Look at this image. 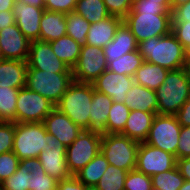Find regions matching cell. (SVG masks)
<instances>
[{
    "label": "cell",
    "mask_w": 190,
    "mask_h": 190,
    "mask_svg": "<svg viewBox=\"0 0 190 190\" xmlns=\"http://www.w3.org/2000/svg\"><path fill=\"white\" fill-rule=\"evenodd\" d=\"M137 50L143 61L168 70H178L186 65L184 47L172 32L165 36L152 37L139 42Z\"/></svg>",
    "instance_id": "6da1fadb"
},
{
    "label": "cell",
    "mask_w": 190,
    "mask_h": 190,
    "mask_svg": "<svg viewBox=\"0 0 190 190\" xmlns=\"http://www.w3.org/2000/svg\"><path fill=\"white\" fill-rule=\"evenodd\" d=\"M157 114L175 115L190 97V85L185 68L169 70L164 83L155 91Z\"/></svg>",
    "instance_id": "7a4b0ae2"
},
{
    "label": "cell",
    "mask_w": 190,
    "mask_h": 190,
    "mask_svg": "<svg viewBox=\"0 0 190 190\" xmlns=\"http://www.w3.org/2000/svg\"><path fill=\"white\" fill-rule=\"evenodd\" d=\"M92 97V83L73 81L55 108L66 114L81 129L89 130Z\"/></svg>",
    "instance_id": "3957f363"
},
{
    "label": "cell",
    "mask_w": 190,
    "mask_h": 190,
    "mask_svg": "<svg viewBox=\"0 0 190 190\" xmlns=\"http://www.w3.org/2000/svg\"><path fill=\"white\" fill-rule=\"evenodd\" d=\"M46 145L47 131L43 122L15 123L13 152L20 161H36Z\"/></svg>",
    "instance_id": "277c9868"
},
{
    "label": "cell",
    "mask_w": 190,
    "mask_h": 190,
    "mask_svg": "<svg viewBox=\"0 0 190 190\" xmlns=\"http://www.w3.org/2000/svg\"><path fill=\"white\" fill-rule=\"evenodd\" d=\"M72 73H53L27 68L26 87L56 105L73 83Z\"/></svg>",
    "instance_id": "5b68a950"
},
{
    "label": "cell",
    "mask_w": 190,
    "mask_h": 190,
    "mask_svg": "<svg viewBox=\"0 0 190 190\" xmlns=\"http://www.w3.org/2000/svg\"><path fill=\"white\" fill-rule=\"evenodd\" d=\"M139 142L117 134H102L100 152L110 165L131 171L136 168Z\"/></svg>",
    "instance_id": "8992f818"
},
{
    "label": "cell",
    "mask_w": 190,
    "mask_h": 190,
    "mask_svg": "<svg viewBox=\"0 0 190 190\" xmlns=\"http://www.w3.org/2000/svg\"><path fill=\"white\" fill-rule=\"evenodd\" d=\"M137 42L168 35L172 28L171 14H157L156 12H129L123 19Z\"/></svg>",
    "instance_id": "52a82bcc"
},
{
    "label": "cell",
    "mask_w": 190,
    "mask_h": 190,
    "mask_svg": "<svg viewBox=\"0 0 190 190\" xmlns=\"http://www.w3.org/2000/svg\"><path fill=\"white\" fill-rule=\"evenodd\" d=\"M102 133L83 130L66 149V163L71 175L85 167L99 152Z\"/></svg>",
    "instance_id": "ba28073f"
},
{
    "label": "cell",
    "mask_w": 190,
    "mask_h": 190,
    "mask_svg": "<svg viewBox=\"0 0 190 190\" xmlns=\"http://www.w3.org/2000/svg\"><path fill=\"white\" fill-rule=\"evenodd\" d=\"M55 105L26 86L19 89L16 101V123L43 122Z\"/></svg>",
    "instance_id": "9c48e42d"
},
{
    "label": "cell",
    "mask_w": 190,
    "mask_h": 190,
    "mask_svg": "<svg viewBox=\"0 0 190 190\" xmlns=\"http://www.w3.org/2000/svg\"><path fill=\"white\" fill-rule=\"evenodd\" d=\"M181 125L175 115L156 114L145 143L176 155Z\"/></svg>",
    "instance_id": "30bf717a"
},
{
    "label": "cell",
    "mask_w": 190,
    "mask_h": 190,
    "mask_svg": "<svg viewBox=\"0 0 190 190\" xmlns=\"http://www.w3.org/2000/svg\"><path fill=\"white\" fill-rule=\"evenodd\" d=\"M71 70L75 82L92 83L95 81L107 70V61L102 48L83 44L78 61Z\"/></svg>",
    "instance_id": "8fae6325"
},
{
    "label": "cell",
    "mask_w": 190,
    "mask_h": 190,
    "mask_svg": "<svg viewBox=\"0 0 190 190\" xmlns=\"http://www.w3.org/2000/svg\"><path fill=\"white\" fill-rule=\"evenodd\" d=\"M177 166L175 155L145 142L137 150L136 170L148 176L172 170Z\"/></svg>",
    "instance_id": "7c38bea8"
},
{
    "label": "cell",
    "mask_w": 190,
    "mask_h": 190,
    "mask_svg": "<svg viewBox=\"0 0 190 190\" xmlns=\"http://www.w3.org/2000/svg\"><path fill=\"white\" fill-rule=\"evenodd\" d=\"M66 149L59 139L47 133L46 150L42 151L36 161L44 168L45 174L61 181L71 177L66 163Z\"/></svg>",
    "instance_id": "4fadbf2b"
},
{
    "label": "cell",
    "mask_w": 190,
    "mask_h": 190,
    "mask_svg": "<svg viewBox=\"0 0 190 190\" xmlns=\"http://www.w3.org/2000/svg\"><path fill=\"white\" fill-rule=\"evenodd\" d=\"M27 62L28 68L53 73H72V70L54 54L49 42L32 41Z\"/></svg>",
    "instance_id": "5bb4252c"
},
{
    "label": "cell",
    "mask_w": 190,
    "mask_h": 190,
    "mask_svg": "<svg viewBox=\"0 0 190 190\" xmlns=\"http://www.w3.org/2000/svg\"><path fill=\"white\" fill-rule=\"evenodd\" d=\"M30 43L16 23L3 28L0 30L1 59L27 61Z\"/></svg>",
    "instance_id": "9a60e30c"
},
{
    "label": "cell",
    "mask_w": 190,
    "mask_h": 190,
    "mask_svg": "<svg viewBox=\"0 0 190 190\" xmlns=\"http://www.w3.org/2000/svg\"><path fill=\"white\" fill-rule=\"evenodd\" d=\"M134 84V78L105 70L92 82L94 90L111 97L113 102L124 103L126 93Z\"/></svg>",
    "instance_id": "2e32d148"
},
{
    "label": "cell",
    "mask_w": 190,
    "mask_h": 190,
    "mask_svg": "<svg viewBox=\"0 0 190 190\" xmlns=\"http://www.w3.org/2000/svg\"><path fill=\"white\" fill-rule=\"evenodd\" d=\"M12 11L15 16V23L24 36L30 42L39 40L40 20L45 8L16 1Z\"/></svg>",
    "instance_id": "e0dca14e"
},
{
    "label": "cell",
    "mask_w": 190,
    "mask_h": 190,
    "mask_svg": "<svg viewBox=\"0 0 190 190\" xmlns=\"http://www.w3.org/2000/svg\"><path fill=\"white\" fill-rule=\"evenodd\" d=\"M47 133L54 135L65 146H70L83 131L66 114L54 108L43 121Z\"/></svg>",
    "instance_id": "ac0fdd59"
},
{
    "label": "cell",
    "mask_w": 190,
    "mask_h": 190,
    "mask_svg": "<svg viewBox=\"0 0 190 190\" xmlns=\"http://www.w3.org/2000/svg\"><path fill=\"white\" fill-rule=\"evenodd\" d=\"M138 42L129 27L123 21L111 42L102 48L106 59H118L126 53L136 51Z\"/></svg>",
    "instance_id": "d6986e66"
},
{
    "label": "cell",
    "mask_w": 190,
    "mask_h": 190,
    "mask_svg": "<svg viewBox=\"0 0 190 190\" xmlns=\"http://www.w3.org/2000/svg\"><path fill=\"white\" fill-rule=\"evenodd\" d=\"M156 113L131 110L124 130L120 133L132 140L142 143L147 140Z\"/></svg>",
    "instance_id": "ffe728a7"
},
{
    "label": "cell",
    "mask_w": 190,
    "mask_h": 190,
    "mask_svg": "<svg viewBox=\"0 0 190 190\" xmlns=\"http://www.w3.org/2000/svg\"><path fill=\"white\" fill-rule=\"evenodd\" d=\"M28 62L0 59V86L21 89L26 86Z\"/></svg>",
    "instance_id": "44dd1931"
},
{
    "label": "cell",
    "mask_w": 190,
    "mask_h": 190,
    "mask_svg": "<svg viewBox=\"0 0 190 190\" xmlns=\"http://www.w3.org/2000/svg\"><path fill=\"white\" fill-rule=\"evenodd\" d=\"M122 22L123 19L110 16L98 23L91 24L86 36L85 44L96 46L98 48L105 47L113 40L116 31Z\"/></svg>",
    "instance_id": "7402d4cb"
},
{
    "label": "cell",
    "mask_w": 190,
    "mask_h": 190,
    "mask_svg": "<svg viewBox=\"0 0 190 190\" xmlns=\"http://www.w3.org/2000/svg\"><path fill=\"white\" fill-rule=\"evenodd\" d=\"M124 104L130 110H141L157 114V96L155 90L134 83L126 93Z\"/></svg>",
    "instance_id": "603a6c76"
},
{
    "label": "cell",
    "mask_w": 190,
    "mask_h": 190,
    "mask_svg": "<svg viewBox=\"0 0 190 190\" xmlns=\"http://www.w3.org/2000/svg\"><path fill=\"white\" fill-rule=\"evenodd\" d=\"M113 101L106 94L94 90L91 101L89 130H95L106 134V124Z\"/></svg>",
    "instance_id": "cb8c5ba5"
},
{
    "label": "cell",
    "mask_w": 190,
    "mask_h": 190,
    "mask_svg": "<svg viewBox=\"0 0 190 190\" xmlns=\"http://www.w3.org/2000/svg\"><path fill=\"white\" fill-rule=\"evenodd\" d=\"M65 35H66L65 13L45 10L40 20L39 41L51 42Z\"/></svg>",
    "instance_id": "d4e9b609"
},
{
    "label": "cell",
    "mask_w": 190,
    "mask_h": 190,
    "mask_svg": "<svg viewBox=\"0 0 190 190\" xmlns=\"http://www.w3.org/2000/svg\"><path fill=\"white\" fill-rule=\"evenodd\" d=\"M168 71L164 67L143 61L133 76L134 83L156 91L164 83Z\"/></svg>",
    "instance_id": "484cf974"
},
{
    "label": "cell",
    "mask_w": 190,
    "mask_h": 190,
    "mask_svg": "<svg viewBox=\"0 0 190 190\" xmlns=\"http://www.w3.org/2000/svg\"><path fill=\"white\" fill-rule=\"evenodd\" d=\"M54 54L72 69L78 61L82 44L68 35L49 42Z\"/></svg>",
    "instance_id": "4316f807"
},
{
    "label": "cell",
    "mask_w": 190,
    "mask_h": 190,
    "mask_svg": "<svg viewBox=\"0 0 190 190\" xmlns=\"http://www.w3.org/2000/svg\"><path fill=\"white\" fill-rule=\"evenodd\" d=\"M108 165L109 163L104 155L99 152L85 167H83L74 176L84 185L95 186L106 171Z\"/></svg>",
    "instance_id": "83f0119b"
},
{
    "label": "cell",
    "mask_w": 190,
    "mask_h": 190,
    "mask_svg": "<svg viewBox=\"0 0 190 190\" xmlns=\"http://www.w3.org/2000/svg\"><path fill=\"white\" fill-rule=\"evenodd\" d=\"M74 12L84 17L90 24L111 16L103 0H77Z\"/></svg>",
    "instance_id": "f1b7e54d"
},
{
    "label": "cell",
    "mask_w": 190,
    "mask_h": 190,
    "mask_svg": "<svg viewBox=\"0 0 190 190\" xmlns=\"http://www.w3.org/2000/svg\"><path fill=\"white\" fill-rule=\"evenodd\" d=\"M106 61L107 70L133 77L136 70L143 63V58L136 50L126 53L118 59H106Z\"/></svg>",
    "instance_id": "f546056e"
},
{
    "label": "cell",
    "mask_w": 190,
    "mask_h": 190,
    "mask_svg": "<svg viewBox=\"0 0 190 190\" xmlns=\"http://www.w3.org/2000/svg\"><path fill=\"white\" fill-rule=\"evenodd\" d=\"M66 35L80 44L86 43V36L91 24L79 14L73 12L65 14Z\"/></svg>",
    "instance_id": "4dcf8cb0"
},
{
    "label": "cell",
    "mask_w": 190,
    "mask_h": 190,
    "mask_svg": "<svg viewBox=\"0 0 190 190\" xmlns=\"http://www.w3.org/2000/svg\"><path fill=\"white\" fill-rule=\"evenodd\" d=\"M19 89L0 86V121L16 123V101Z\"/></svg>",
    "instance_id": "1f68e13d"
},
{
    "label": "cell",
    "mask_w": 190,
    "mask_h": 190,
    "mask_svg": "<svg viewBox=\"0 0 190 190\" xmlns=\"http://www.w3.org/2000/svg\"><path fill=\"white\" fill-rule=\"evenodd\" d=\"M153 190H179L185 179L178 167L151 176Z\"/></svg>",
    "instance_id": "d6a6232c"
},
{
    "label": "cell",
    "mask_w": 190,
    "mask_h": 190,
    "mask_svg": "<svg viewBox=\"0 0 190 190\" xmlns=\"http://www.w3.org/2000/svg\"><path fill=\"white\" fill-rule=\"evenodd\" d=\"M31 177L30 162L21 161L17 171L2 182L1 190H29Z\"/></svg>",
    "instance_id": "836d02e7"
},
{
    "label": "cell",
    "mask_w": 190,
    "mask_h": 190,
    "mask_svg": "<svg viewBox=\"0 0 190 190\" xmlns=\"http://www.w3.org/2000/svg\"><path fill=\"white\" fill-rule=\"evenodd\" d=\"M130 109L120 102H113L106 124V134H117L124 130Z\"/></svg>",
    "instance_id": "e575fe53"
},
{
    "label": "cell",
    "mask_w": 190,
    "mask_h": 190,
    "mask_svg": "<svg viewBox=\"0 0 190 190\" xmlns=\"http://www.w3.org/2000/svg\"><path fill=\"white\" fill-rule=\"evenodd\" d=\"M127 173V170L109 164L106 171L95 186L98 190H124V183Z\"/></svg>",
    "instance_id": "d590c367"
},
{
    "label": "cell",
    "mask_w": 190,
    "mask_h": 190,
    "mask_svg": "<svg viewBox=\"0 0 190 190\" xmlns=\"http://www.w3.org/2000/svg\"><path fill=\"white\" fill-rule=\"evenodd\" d=\"M30 172L29 190H57L58 181L45 174L43 166L37 161L30 162Z\"/></svg>",
    "instance_id": "8d00e7d4"
},
{
    "label": "cell",
    "mask_w": 190,
    "mask_h": 190,
    "mask_svg": "<svg viewBox=\"0 0 190 190\" xmlns=\"http://www.w3.org/2000/svg\"><path fill=\"white\" fill-rule=\"evenodd\" d=\"M124 190H153L151 176H148L136 169L128 171Z\"/></svg>",
    "instance_id": "74e56055"
},
{
    "label": "cell",
    "mask_w": 190,
    "mask_h": 190,
    "mask_svg": "<svg viewBox=\"0 0 190 190\" xmlns=\"http://www.w3.org/2000/svg\"><path fill=\"white\" fill-rule=\"evenodd\" d=\"M20 162L13 151L0 154V184L17 171Z\"/></svg>",
    "instance_id": "f35d334b"
},
{
    "label": "cell",
    "mask_w": 190,
    "mask_h": 190,
    "mask_svg": "<svg viewBox=\"0 0 190 190\" xmlns=\"http://www.w3.org/2000/svg\"><path fill=\"white\" fill-rule=\"evenodd\" d=\"M15 123L0 121V154L13 151Z\"/></svg>",
    "instance_id": "ab89813d"
},
{
    "label": "cell",
    "mask_w": 190,
    "mask_h": 190,
    "mask_svg": "<svg viewBox=\"0 0 190 190\" xmlns=\"http://www.w3.org/2000/svg\"><path fill=\"white\" fill-rule=\"evenodd\" d=\"M130 12H156L157 14H171L162 1L139 0L132 3Z\"/></svg>",
    "instance_id": "60d3db41"
},
{
    "label": "cell",
    "mask_w": 190,
    "mask_h": 190,
    "mask_svg": "<svg viewBox=\"0 0 190 190\" xmlns=\"http://www.w3.org/2000/svg\"><path fill=\"white\" fill-rule=\"evenodd\" d=\"M111 16L124 19L132 8L131 0H103Z\"/></svg>",
    "instance_id": "b9f144b4"
},
{
    "label": "cell",
    "mask_w": 190,
    "mask_h": 190,
    "mask_svg": "<svg viewBox=\"0 0 190 190\" xmlns=\"http://www.w3.org/2000/svg\"><path fill=\"white\" fill-rule=\"evenodd\" d=\"M190 157V126L182 127L176 150V159Z\"/></svg>",
    "instance_id": "7bdbcfd3"
},
{
    "label": "cell",
    "mask_w": 190,
    "mask_h": 190,
    "mask_svg": "<svg viewBox=\"0 0 190 190\" xmlns=\"http://www.w3.org/2000/svg\"><path fill=\"white\" fill-rule=\"evenodd\" d=\"M77 0H45L44 8L47 11L70 13L74 11Z\"/></svg>",
    "instance_id": "ee69618b"
},
{
    "label": "cell",
    "mask_w": 190,
    "mask_h": 190,
    "mask_svg": "<svg viewBox=\"0 0 190 190\" xmlns=\"http://www.w3.org/2000/svg\"><path fill=\"white\" fill-rule=\"evenodd\" d=\"M171 32L184 48L190 44V21L172 22Z\"/></svg>",
    "instance_id": "f6af8a7d"
},
{
    "label": "cell",
    "mask_w": 190,
    "mask_h": 190,
    "mask_svg": "<svg viewBox=\"0 0 190 190\" xmlns=\"http://www.w3.org/2000/svg\"><path fill=\"white\" fill-rule=\"evenodd\" d=\"M172 22L190 21V1L175 7L171 11Z\"/></svg>",
    "instance_id": "bcb514c9"
},
{
    "label": "cell",
    "mask_w": 190,
    "mask_h": 190,
    "mask_svg": "<svg viewBox=\"0 0 190 190\" xmlns=\"http://www.w3.org/2000/svg\"><path fill=\"white\" fill-rule=\"evenodd\" d=\"M57 190H84V184L72 175L58 181Z\"/></svg>",
    "instance_id": "7dc6e473"
},
{
    "label": "cell",
    "mask_w": 190,
    "mask_h": 190,
    "mask_svg": "<svg viewBox=\"0 0 190 190\" xmlns=\"http://www.w3.org/2000/svg\"><path fill=\"white\" fill-rule=\"evenodd\" d=\"M182 127L190 126V97L175 114Z\"/></svg>",
    "instance_id": "c3c4849f"
},
{
    "label": "cell",
    "mask_w": 190,
    "mask_h": 190,
    "mask_svg": "<svg viewBox=\"0 0 190 190\" xmlns=\"http://www.w3.org/2000/svg\"><path fill=\"white\" fill-rule=\"evenodd\" d=\"M177 167L184 179L190 181V157L177 159Z\"/></svg>",
    "instance_id": "681fc988"
},
{
    "label": "cell",
    "mask_w": 190,
    "mask_h": 190,
    "mask_svg": "<svg viewBox=\"0 0 190 190\" xmlns=\"http://www.w3.org/2000/svg\"><path fill=\"white\" fill-rule=\"evenodd\" d=\"M15 24L13 11H0V30Z\"/></svg>",
    "instance_id": "f907efd6"
},
{
    "label": "cell",
    "mask_w": 190,
    "mask_h": 190,
    "mask_svg": "<svg viewBox=\"0 0 190 190\" xmlns=\"http://www.w3.org/2000/svg\"><path fill=\"white\" fill-rule=\"evenodd\" d=\"M17 0H0V11H12Z\"/></svg>",
    "instance_id": "816d5d0a"
},
{
    "label": "cell",
    "mask_w": 190,
    "mask_h": 190,
    "mask_svg": "<svg viewBox=\"0 0 190 190\" xmlns=\"http://www.w3.org/2000/svg\"><path fill=\"white\" fill-rule=\"evenodd\" d=\"M20 1L22 3H26V4H30V5H34L36 7H44L45 4V0H17Z\"/></svg>",
    "instance_id": "f5cc1de1"
},
{
    "label": "cell",
    "mask_w": 190,
    "mask_h": 190,
    "mask_svg": "<svg viewBox=\"0 0 190 190\" xmlns=\"http://www.w3.org/2000/svg\"><path fill=\"white\" fill-rule=\"evenodd\" d=\"M185 63L190 64V44L184 48Z\"/></svg>",
    "instance_id": "db71d44e"
},
{
    "label": "cell",
    "mask_w": 190,
    "mask_h": 190,
    "mask_svg": "<svg viewBox=\"0 0 190 190\" xmlns=\"http://www.w3.org/2000/svg\"><path fill=\"white\" fill-rule=\"evenodd\" d=\"M190 0H171V6H172V10L182 4H185L187 2H189Z\"/></svg>",
    "instance_id": "11a10c76"
},
{
    "label": "cell",
    "mask_w": 190,
    "mask_h": 190,
    "mask_svg": "<svg viewBox=\"0 0 190 190\" xmlns=\"http://www.w3.org/2000/svg\"><path fill=\"white\" fill-rule=\"evenodd\" d=\"M154 1H162V4H164L170 11H172L171 0H154Z\"/></svg>",
    "instance_id": "9f6ffc18"
},
{
    "label": "cell",
    "mask_w": 190,
    "mask_h": 190,
    "mask_svg": "<svg viewBox=\"0 0 190 190\" xmlns=\"http://www.w3.org/2000/svg\"><path fill=\"white\" fill-rule=\"evenodd\" d=\"M179 190H190V181L185 180L184 184L180 187Z\"/></svg>",
    "instance_id": "6f0895ef"
},
{
    "label": "cell",
    "mask_w": 190,
    "mask_h": 190,
    "mask_svg": "<svg viewBox=\"0 0 190 190\" xmlns=\"http://www.w3.org/2000/svg\"><path fill=\"white\" fill-rule=\"evenodd\" d=\"M185 71H186V75H187V78H188V83L190 85V64L188 65H185Z\"/></svg>",
    "instance_id": "680465c9"
},
{
    "label": "cell",
    "mask_w": 190,
    "mask_h": 190,
    "mask_svg": "<svg viewBox=\"0 0 190 190\" xmlns=\"http://www.w3.org/2000/svg\"><path fill=\"white\" fill-rule=\"evenodd\" d=\"M84 190H98L96 186L84 185Z\"/></svg>",
    "instance_id": "91938a15"
}]
</instances>
